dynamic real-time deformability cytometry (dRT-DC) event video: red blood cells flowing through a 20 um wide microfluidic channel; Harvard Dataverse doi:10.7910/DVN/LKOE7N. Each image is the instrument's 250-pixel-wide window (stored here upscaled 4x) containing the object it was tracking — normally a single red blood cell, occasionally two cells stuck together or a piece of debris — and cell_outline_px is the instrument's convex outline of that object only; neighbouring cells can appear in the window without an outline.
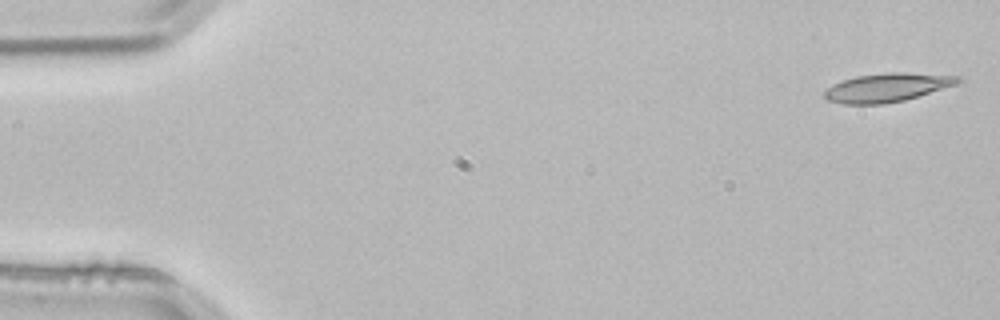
{"species": "common noctule bat (a hibernating species)", "species_latin": "Nyctalus noctula", "temperature_condition": "room temperature", "stored_images_in_passage": 4, "camera_frame_rate_fps": 3000, "um_per_image_px": 0.085, "animal": {"sex": "male", "body_mass_g": 21.5, "forearm_length_mm": 52.0}, "frame": {"image": 1, "passage_image": 1, "time_ms": 0.0, "image_size_px": [1000, 320], "cell_outline_px": [[964, 80], [956, 84], [904, 100], [884, 104], [844, 104], [828, 100], [824, 96], [824, 92], [832, 84], [840, 80], [856, 76], [888, 72], [904, 72], [964, 76]], "centroid_in_image_um": [75.42, 7.42], "position_along_channel_um": 9.6, "area_um2": 22.37}}
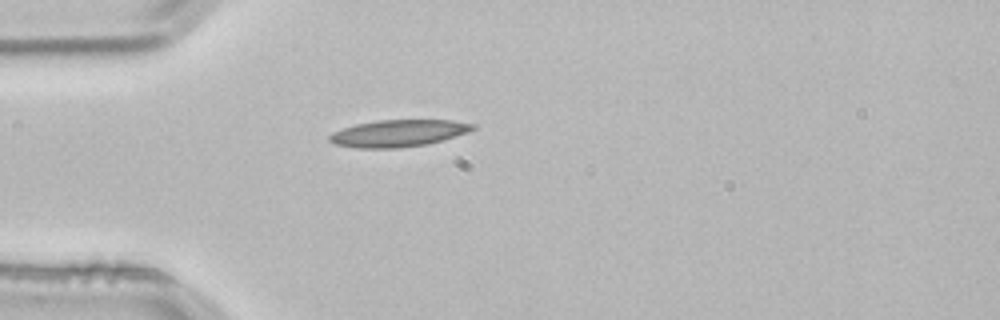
{"frame": {"image": 2, "passage_image": 4, "time_ms": 1.0, "image_size_px": [1000, 320], "cell_outline_px": [[476, 128], [468, 132], [444, 140], [428, 144], [396, 148], [356, 148], [336, 144], [328, 140], [328, 136], [332, 132], [356, 124], [380, 120], [452, 120], [476, 124]], "centroid_in_image_um": [33.89, 11.33], "position_along_channel_um": 51.1, "area_um2": 22.54}}